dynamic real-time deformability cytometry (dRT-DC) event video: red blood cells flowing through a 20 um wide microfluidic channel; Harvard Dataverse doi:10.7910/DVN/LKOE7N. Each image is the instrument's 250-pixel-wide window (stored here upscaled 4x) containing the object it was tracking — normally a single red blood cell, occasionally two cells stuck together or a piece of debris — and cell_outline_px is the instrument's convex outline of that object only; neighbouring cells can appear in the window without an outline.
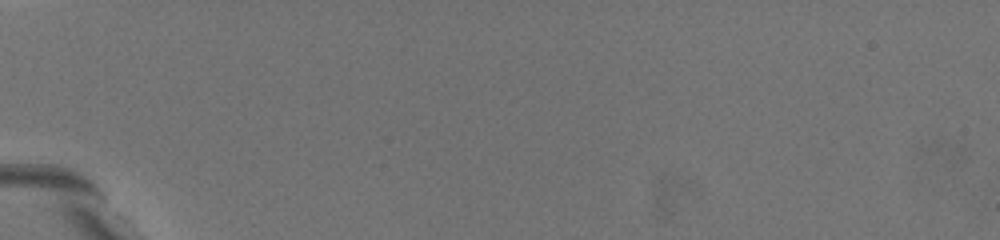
{"species": "common noctule bat (a hibernating species)", "species_latin": "Nyctalus noctula", "temperature_condition": "warm", "stored_images_in_passage": 2, "camera_frame_rate_fps": 3000, "um_per_image_px": 0.085, "animal": {"sex": "female", "body_mass_g": 19.5, "forearm_length_mm": 54.1}, "frame": {"image": 1, "passage_image": 1, "time_ms": 0.0, "image_size_px": [1000, 240], "cell_outline_px": [[172, 212], [120, 168], [116, 164], [112, 156], [108, 144], [124, 144], [136, 152], [156, 176], [172, 200]], "centroid_in_image_um": [11.89, 14.66], "position_along_channel_um": 73.1, "area_um2": 10.23}}